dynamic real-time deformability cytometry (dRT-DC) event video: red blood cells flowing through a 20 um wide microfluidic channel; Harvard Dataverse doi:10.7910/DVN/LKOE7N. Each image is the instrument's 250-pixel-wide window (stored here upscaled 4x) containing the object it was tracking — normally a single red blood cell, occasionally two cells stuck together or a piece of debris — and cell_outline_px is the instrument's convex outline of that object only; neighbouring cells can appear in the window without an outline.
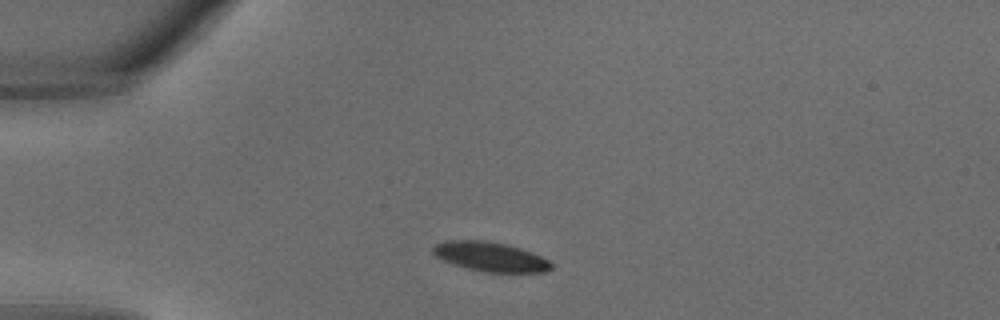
{"species": "common noctule bat (a hibernating species)", "species_latin": "Nyctalus noctula", "temperature_condition": "warm", "stored_images_in_passage": 26, "camera_frame_rate_fps": 3000, "um_per_image_px": 0.085, "animal": {"sex": "male", "body_mass_g": 18.8}, "frame": {"image": 1, "passage_image": 1, "time_ms": 0.0, "image_size_px": [1000, 320], "cell_outline_px": [[552, 268], [544, 272], [484, 272], [468, 268], [444, 260], [436, 256], [432, 252], [432, 244], [444, 240], [484, 240], [508, 244], [532, 252], [548, 260], [552, 264]], "centroid_in_image_um": [41.66, 21.8], "position_along_channel_um": 43.3, "area_um2": 20.29}}
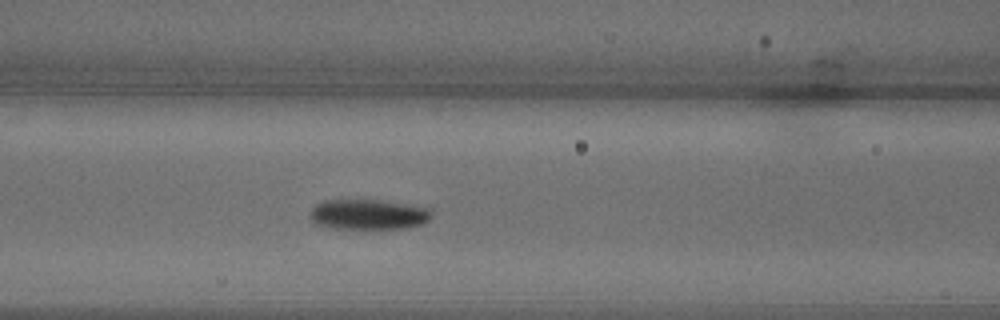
{"frame": {"image": 2, "passage_image": 7, "time_ms": 2.0, "image_size_px": [1000, 320], "cell_outline_px": [[432, 216], [428, 220], [420, 224], [408, 228], [332, 228], [316, 224], [308, 216], [312, 208], [316, 204], [324, 200], [380, 200], [428, 208], [432, 212]], "centroid_in_image_um": [31.27, 18.22], "position_along_channel_um": 135.3, "area_um2": 21.27}}
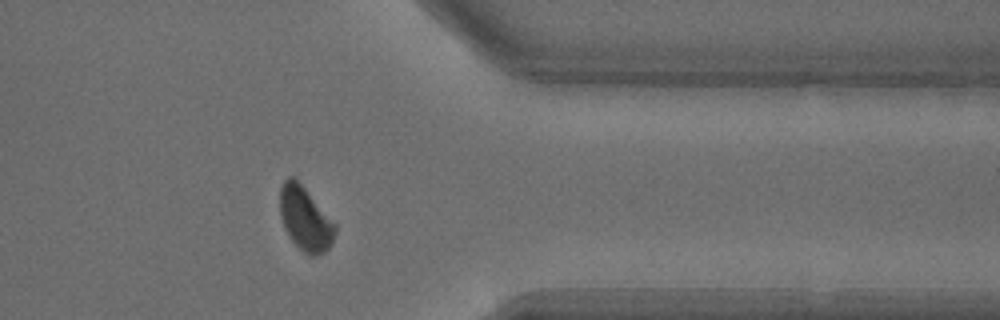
{"frame": {"image": 3, "passage_image": 20, "time_ms": 6.333, "image_size_px": [1000, 320], "cell_outline_px": [[336, 232], [332, 244], [324, 252], [312, 256], [308, 256], [288, 236], [284, 228], [280, 216], [280, 188], [284, 180], [288, 176], [292, 176], [304, 188], [336, 224]], "centroid_in_image_um": [25.93, 18.61], "position_along_channel_um": 385.5, "area_um2": 20.35}}